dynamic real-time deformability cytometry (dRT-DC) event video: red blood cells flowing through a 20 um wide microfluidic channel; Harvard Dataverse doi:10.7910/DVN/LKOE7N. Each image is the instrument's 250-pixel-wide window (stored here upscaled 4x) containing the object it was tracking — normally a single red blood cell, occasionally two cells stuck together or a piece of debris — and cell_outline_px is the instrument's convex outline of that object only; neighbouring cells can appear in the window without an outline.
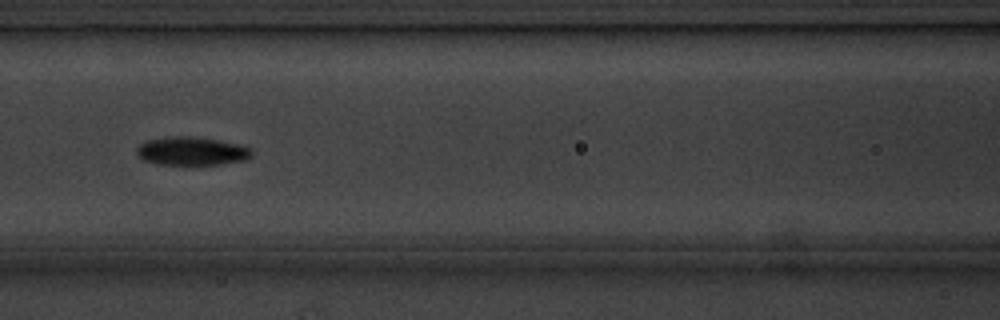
{"species": "common noctule bat (a hibernating species)", "species_latin": "Nyctalus noctula", "temperature_condition": "cold", "stored_images_in_passage": 17, "camera_frame_rate_fps": 3000, "um_per_image_px": 0.085, "animal": {"sex": "male", "body_mass_g": 20.1, "forearm_length_mm": 53.5}, "frame": {"image": 1, "passage_image": 8, "time_ms": 8.667, "image_size_px": [1000, 320], "cell_outline_px": [[252, 156], [248, 160], [220, 164], [156, 164], [144, 160], [136, 152], [136, 148], [140, 144], [148, 140], [164, 136], [192, 136], [240, 144], [248, 148], [252, 152]], "centroid_in_image_um": [16.29, 12.84], "position_along_channel_um": 150.3, "area_um2": 19.02}, "authors_computed_cell_mechanics": {"area_um2": 17.4556, "velocity_mm_per_s": 3.5326, "shape_relaxation_time_tau1_ms": 1.8798, "shape_relaxation_time_tau2_ms": null, "deformation_change_tau1": 0.0938, "deformation_change_tau2": null}}